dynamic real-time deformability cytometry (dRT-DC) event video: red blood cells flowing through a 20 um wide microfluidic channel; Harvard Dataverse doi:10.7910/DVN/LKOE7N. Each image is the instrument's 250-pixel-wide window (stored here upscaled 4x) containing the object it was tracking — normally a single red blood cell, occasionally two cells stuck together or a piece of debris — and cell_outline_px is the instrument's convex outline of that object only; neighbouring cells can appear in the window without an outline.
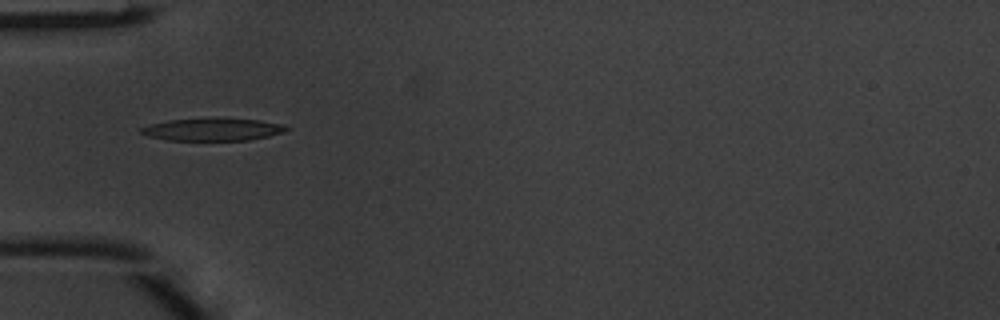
{"species": "common noctule bat (a hibernating species)", "species_latin": "Nyctalus noctula", "temperature_condition": "warm", "stored_images_in_passage": 5, "camera_frame_rate_fps": 3000, "um_per_image_px": 0.085, "animal": {"sex": "male", "body_mass_g": 20.1, "forearm_length_mm": 53.5}, "frame": {"image": 1, "passage_image": 5, "time_ms": 1.333, "image_size_px": [1000, 320], "cell_outline_px": [[288, 128], [284, 132], [268, 136], [248, 140], [168, 140], [148, 136], [140, 132], [140, 128], [148, 124], [168, 120], [216, 116], [260, 120], [284, 124]], "centroid_in_image_um": [18.07, 10.97], "position_along_channel_um": 66.9, "area_um2": 19.65}}